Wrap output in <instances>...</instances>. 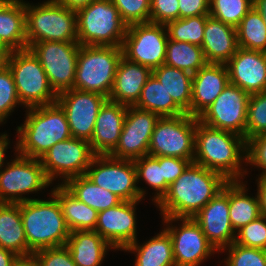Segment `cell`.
<instances>
[{"label":"cell","mask_w":266,"mask_h":266,"mask_svg":"<svg viewBox=\"0 0 266 266\" xmlns=\"http://www.w3.org/2000/svg\"><path fill=\"white\" fill-rule=\"evenodd\" d=\"M227 182L222 174L192 162L155 205L161 217L193 218Z\"/></svg>","instance_id":"cell-1"},{"label":"cell","mask_w":266,"mask_h":266,"mask_svg":"<svg viewBox=\"0 0 266 266\" xmlns=\"http://www.w3.org/2000/svg\"><path fill=\"white\" fill-rule=\"evenodd\" d=\"M193 162L222 174L228 181L244 180L248 174L242 165L246 167L247 163V141L233 132L214 129L198 121Z\"/></svg>","instance_id":"cell-2"},{"label":"cell","mask_w":266,"mask_h":266,"mask_svg":"<svg viewBox=\"0 0 266 266\" xmlns=\"http://www.w3.org/2000/svg\"><path fill=\"white\" fill-rule=\"evenodd\" d=\"M26 111L25 121L16 127L19 155L40 159L55 143L72 137L65 112L57 102Z\"/></svg>","instance_id":"cell-3"},{"label":"cell","mask_w":266,"mask_h":266,"mask_svg":"<svg viewBox=\"0 0 266 266\" xmlns=\"http://www.w3.org/2000/svg\"><path fill=\"white\" fill-rule=\"evenodd\" d=\"M34 198L20 203V212L28 244V255L43 248L64 246L70 231L58 200Z\"/></svg>","instance_id":"cell-4"},{"label":"cell","mask_w":266,"mask_h":266,"mask_svg":"<svg viewBox=\"0 0 266 266\" xmlns=\"http://www.w3.org/2000/svg\"><path fill=\"white\" fill-rule=\"evenodd\" d=\"M27 48L44 41L78 42L77 16L55 0L25 2Z\"/></svg>","instance_id":"cell-5"},{"label":"cell","mask_w":266,"mask_h":266,"mask_svg":"<svg viewBox=\"0 0 266 266\" xmlns=\"http://www.w3.org/2000/svg\"><path fill=\"white\" fill-rule=\"evenodd\" d=\"M122 56V47L80 45L74 89L109 98Z\"/></svg>","instance_id":"cell-6"},{"label":"cell","mask_w":266,"mask_h":266,"mask_svg":"<svg viewBox=\"0 0 266 266\" xmlns=\"http://www.w3.org/2000/svg\"><path fill=\"white\" fill-rule=\"evenodd\" d=\"M76 16L80 45L122 47L128 25L111 0H95Z\"/></svg>","instance_id":"cell-7"},{"label":"cell","mask_w":266,"mask_h":266,"mask_svg":"<svg viewBox=\"0 0 266 266\" xmlns=\"http://www.w3.org/2000/svg\"><path fill=\"white\" fill-rule=\"evenodd\" d=\"M7 65L23 107L43 106L57 101L58 94L51 87L39 59L29 48L10 51Z\"/></svg>","instance_id":"cell-8"},{"label":"cell","mask_w":266,"mask_h":266,"mask_svg":"<svg viewBox=\"0 0 266 266\" xmlns=\"http://www.w3.org/2000/svg\"><path fill=\"white\" fill-rule=\"evenodd\" d=\"M14 146L15 159H11L12 162L8 161L4 168L0 169V203L29 201L33 198L25 197L26 194L45 190L52 184L40 160L19 155L17 143Z\"/></svg>","instance_id":"cell-9"},{"label":"cell","mask_w":266,"mask_h":266,"mask_svg":"<svg viewBox=\"0 0 266 266\" xmlns=\"http://www.w3.org/2000/svg\"><path fill=\"white\" fill-rule=\"evenodd\" d=\"M198 121V117L186 113L175 117H160L151 136L148 155L178 157L192 163Z\"/></svg>","instance_id":"cell-10"},{"label":"cell","mask_w":266,"mask_h":266,"mask_svg":"<svg viewBox=\"0 0 266 266\" xmlns=\"http://www.w3.org/2000/svg\"><path fill=\"white\" fill-rule=\"evenodd\" d=\"M85 175L123 201L144 200L146 190L138 187L134 161L110 155H95Z\"/></svg>","instance_id":"cell-11"},{"label":"cell","mask_w":266,"mask_h":266,"mask_svg":"<svg viewBox=\"0 0 266 266\" xmlns=\"http://www.w3.org/2000/svg\"><path fill=\"white\" fill-rule=\"evenodd\" d=\"M167 41L165 24L129 25L122 44L123 57L153 70L165 62Z\"/></svg>","instance_id":"cell-12"},{"label":"cell","mask_w":266,"mask_h":266,"mask_svg":"<svg viewBox=\"0 0 266 266\" xmlns=\"http://www.w3.org/2000/svg\"><path fill=\"white\" fill-rule=\"evenodd\" d=\"M79 48L78 42L55 41L36 42L29 47L57 94L74 88Z\"/></svg>","instance_id":"cell-13"},{"label":"cell","mask_w":266,"mask_h":266,"mask_svg":"<svg viewBox=\"0 0 266 266\" xmlns=\"http://www.w3.org/2000/svg\"><path fill=\"white\" fill-rule=\"evenodd\" d=\"M94 156L89 141L71 137L55 143L39 160L51 183L59 176L64 184L70 178L85 175Z\"/></svg>","instance_id":"cell-14"},{"label":"cell","mask_w":266,"mask_h":266,"mask_svg":"<svg viewBox=\"0 0 266 266\" xmlns=\"http://www.w3.org/2000/svg\"><path fill=\"white\" fill-rule=\"evenodd\" d=\"M162 221L171 236L176 266H200L212 254L218 253L194 218L162 217ZM177 221L182 223L174 226Z\"/></svg>","instance_id":"cell-15"},{"label":"cell","mask_w":266,"mask_h":266,"mask_svg":"<svg viewBox=\"0 0 266 266\" xmlns=\"http://www.w3.org/2000/svg\"><path fill=\"white\" fill-rule=\"evenodd\" d=\"M249 99L250 94L228 83L215 101L198 116V120L211 128L245 138Z\"/></svg>","instance_id":"cell-16"},{"label":"cell","mask_w":266,"mask_h":266,"mask_svg":"<svg viewBox=\"0 0 266 266\" xmlns=\"http://www.w3.org/2000/svg\"><path fill=\"white\" fill-rule=\"evenodd\" d=\"M159 118V115L148 110L127 106L117 147L110 156L134 161L148 155L151 136Z\"/></svg>","instance_id":"cell-17"},{"label":"cell","mask_w":266,"mask_h":266,"mask_svg":"<svg viewBox=\"0 0 266 266\" xmlns=\"http://www.w3.org/2000/svg\"><path fill=\"white\" fill-rule=\"evenodd\" d=\"M108 97L68 89L58 94L57 103L63 108L72 137L90 141L97 115Z\"/></svg>","instance_id":"cell-18"},{"label":"cell","mask_w":266,"mask_h":266,"mask_svg":"<svg viewBox=\"0 0 266 266\" xmlns=\"http://www.w3.org/2000/svg\"><path fill=\"white\" fill-rule=\"evenodd\" d=\"M142 200L122 201L98 212L95 230L113 249L122 251L137 240L136 205Z\"/></svg>","instance_id":"cell-19"},{"label":"cell","mask_w":266,"mask_h":266,"mask_svg":"<svg viewBox=\"0 0 266 266\" xmlns=\"http://www.w3.org/2000/svg\"><path fill=\"white\" fill-rule=\"evenodd\" d=\"M193 218L218 252L235 241L229 218V181Z\"/></svg>","instance_id":"cell-20"},{"label":"cell","mask_w":266,"mask_h":266,"mask_svg":"<svg viewBox=\"0 0 266 266\" xmlns=\"http://www.w3.org/2000/svg\"><path fill=\"white\" fill-rule=\"evenodd\" d=\"M229 83L240 87L248 94L266 91V54L264 51L238 47L225 64Z\"/></svg>","instance_id":"cell-21"},{"label":"cell","mask_w":266,"mask_h":266,"mask_svg":"<svg viewBox=\"0 0 266 266\" xmlns=\"http://www.w3.org/2000/svg\"><path fill=\"white\" fill-rule=\"evenodd\" d=\"M127 106L107 99L102 105L89 143L95 155H110L117 147Z\"/></svg>","instance_id":"cell-22"},{"label":"cell","mask_w":266,"mask_h":266,"mask_svg":"<svg viewBox=\"0 0 266 266\" xmlns=\"http://www.w3.org/2000/svg\"><path fill=\"white\" fill-rule=\"evenodd\" d=\"M229 83L225 64H206L192 75L190 115L198 117Z\"/></svg>","instance_id":"cell-23"},{"label":"cell","mask_w":266,"mask_h":266,"mask_svg":"<svg viewBox=\"0 0 266 266\" xmlns=\"http://www.w3.org/2000/svg\"><path fill=\"white\" fill-rule=\"evenodd\" d=\"M201 48L208 64H226L236 53V27L208 16Z\"/></svg>","instance_id":"cell-24"},{"label":"cell","mask_w":266,"mask_h":266,"mask_svg":"<svg viewBox=\"0 0 266 266\" xmlns=\"http://www.w3.org/2000/svg\"><path fill=\"white\" fill-rule=\"evenodd\" d=\"M152 75V70L122 56L117 66L113 89L109 100L126 106H134L141 95L143 86Z\"/></svg>","instance_id":"cell-25"},{"label":"cell","mask_w":266,"mask_h":266,"mask_svg":"<svg viewBox=\"0 0 266 266\" xmlns=\"http://www.w3.org/2000/svg\"><path fill=\"white\" fill-rule=\"evenodd\" d=\"M24 0H8L0 8V42L9 51L27 49Z\"/></svg>","instance_id":"cell-26"},{"label":"cell","mask_w":266,"mask_h":266,"mask_svg":"<svg viewBox=\"0 0 266 266\" xmlns=\"http://www.w3.org/2000/svg\"><path fill=\"white\" fill-rule=\"evenodd\" d=\"M77 266H101L113 247L94 230L72 231L65 244Z\"/></svg>","instance_id":"cell-27"},{"label":"cell","mask_w":266,"mask_h":266,"mask_svg":"<svg viewBox=\"0 0 266 266\" xmlns=\"http://www.w3.org/2000/svg\"><path fill=\"white\" fill-rule=\"evenodd\" d=\"M50 193L58 200L70 232L95 230L98 217L95 209L78 200L60 183Z\"/></svg>","instance_id":"cell-28"},{"label":"cell","mask_w":266,"mask_h":266,"mask_svg":"<svg viewBox=\"0 0 266 266\" xmlns=\"http://www.w3.org/2000/svg\"><path fill=\"white\" fill-rule=\"evenodd\" d=\"M138 242L136 240L123 249L125 252L136 253L134 266H176L171 236L164 228L142 245Z\"/></svg>","instance_id":"cell-29"},{"label":"cell","mask_w":266,"mask_h":266,"mask_svg":"<svg viewBox=\"0 0 266 266\" xmlns=\"http://www.w3.org/2000/svg\"><path fill=\"white\" fill-rule=\"evenodd\" d=\"M0 247L17 256L28 255L20 203H0Z\"/></svg>","instance_id":"cell-30"},{"label":"cell","mask_w":266,"mask_h":266,"mask_svg":"<svg viewBox=\"0 0 266 266\" xmlns=\"http://www.w3.org/2000/svg\"><path fill=\"white\" fill-rule=\"evenodd\" d=\"M247 191L243 180L229 181V218L235 232L261 216L257 194L251 197Z\"/></svg>","instance_id":"cell-31"},{"label":"cell","mask_w":266,"mask_h":266,"mask_svg":"<svg viewBox=\"0 0 266 266\" xmlns=\"http://www.w3.org/2000/svg\"><path fill=\"white\" fill-rule=\"evenodd\" d=\"M152 75L164 86L174 103L190 115L192 74L165 64L152 70Z\"/></svg>","instance_id":"cell-32"},{"label":"cell","mask_w":266,"mask_h":266,"mask_svg":"<svg viewBox=\"0 0 266 266\" xmlns=\"http://www.w3.org/2000/svg\"><path fill=\"white\" fill-rule=\"evenodd\" d=\"M62 185L78 200L97 212L114 207L123 201L116 194L95 185L86 175L70 178Z\"/></svg>","instance_id":"cell-33"},{"label":"cell","mask_w":266,"mask_h":266,"mask_svg":"<svg viewBox=\"0 0 266 266\" xmlns=\"http://www.w3.org/2000/svg\"><path fill=\"white\" fill-rule=\"evenodd\" d=\"M134 106L153 112L160 117H175L185 114L153 75L147 79L142 88L140 98Z\"/></svg>","instance_id":"cell-34"},{"label":"cell","mask_w":266,"mask_h":266,"mask_svg":"<svg viewBox=\"0 0 266 266\" xmlns=\"http://www.w3.org/2000/svg\"><path fill=\"white\" fill-rule=\"evenodd\" d=\"M164 64L193 75L200 68H203L207 62L201 46L168 39Z\"/></svg>","instance_id":"cell-35"},{"label":"cell","mask_w":266,"mask_h":266,"mask_svg":"<svg viewBox=\"0 0 266 266\" xmlns=\"http://www.w3.org/2000/svg\"><path fill=\"white\" fill-rule=\"evenodd\" d=\"M238 47L266 51V25L253 6L236 27Z\"/></svg>","instance_id":"cell-36"},{"label":"cell","mask_w":266,"mask_h":266,"mask_svg":"<svg viewBox=\"0 0 266 266\" xmlns=\"http://www.w3.org/2000/svg\"><path fill=\"white\" fill-rule=\"evenodd\" d=\"M209 15L179 18L165 24L168 39L202 45L206 19Z\"/></svg>","instance_id":"cell-37"},{"label":"cell","mask_w":266,"mask_h":266,"mask_svg":"<svg viewBox=\"0 0 266 266\" xmlns=\"http://www.w3.org/2000/svg\"><path fill=\"white\" fill-rule=\"evenodd\" d=\"M137 184L144 182L155 190L152 201L158 203L165 195V178L163 177L162 166L159 164V157L150 155L134 160Z\"/></svg>","instance_id":"cell-38"},{"label":"cell","mask_w":266,"mask_h":266,"mask_svg":"<svg viewBox=\"0 0 266 266\" xmlns=\"http://www.w3.org/2000/svg\"><path fill=\"white\" fill-rule=\"evenodd\" d=\"M253 7V0H210L209 15L237 27Z\"/></svg>","instance_id":"cell-39"},{"label":"cell","mask_w":266,"mask_h":266,"mask_svg":"<svg viewBox=\"0 0 266 266\" xmlns=\"http://www.w3.org/2000/svg\"><path fill=\"white\" fill-rule=\"evenodd\" d=\"M266 134V91L250 95L245 139Z\"/></svg>","instance_id":"cell-40"},{"label":"cell","mask_w":266,"mask_h":266,"mask_svg":"<svg viewBox=\"0 0 266 266\" xmlns=\"http://www.w3.org/2000/svg\"><path fill=\"white\" fill-rule=\"evenodd\" d=\"M227 250V251H226ZM227 252L225 266H266V250L241 246L235 242L223 248Z\"/></svg>","instance_id":"cell-41"},{"label":"cell","mask_w":266,"mask_h":266,"mask_svg":"<svg viewBox=\"0 0 266 266\" xmlns=\"http://www.w3.org/2000/svg\"><path fill=\"white\" fill-rule=\"evenodd\" d=\"M17 105L23 106L18 98L15 82L8 65L0 71V124L6 122ZM5 121V122H4Z\"/></svg>","instance_id":"cell-42"},{"label":"cell","mask_w":266,"mask_h":266,"mask_svg":"<svg viewBox=\"0 0 266 266\" xmlns=\"http://www.w3.org/2000/svg\"><path fill=\"white\" fill-rule=\"evenodd\" d=\"M122 20L129 26L150 22L151 0H111Z\"/></svg>","instance_id":"cell-43"},{"label":"cell","mask_w":266,"mask_h":266,"mask_svg":"<svg viewBox=\"0 0 266 266\" xmlns=\"http://www.w3.org/2000/svg\"><path fill=\"white\" fill-rule=\"evenodd\" d=\"M235 243L266 250V217L260 216L236 232Z\"/></svg>","instance_id":"cell-44"},{"label":"cell","mask_w":266,"mask_h":266,"mask_svg":"<svg viewBox=\"0 0 266 266\" xmlns=\"http://www.w3.org/2000/svg\"><path fill=\"white\" fill-rule=\"evenodd\" d=\"M34 256L39 266H77L66 245L43 248L35 251Z\"/></svg>","instance_id":"cell-45"},{"label":"cell","mask_w":266,"mask_h":266,"mask_svg":"<svg viewBox=\"0 0 266 266\" xmlns=\"http://www.w3.org/2000/svg\"><path fill=\"white\" fill-rule=\"evenodd\" d=\"M179 19L178 0H151L150 22L166 24Z\"/></svg>","instance_id":"cell-46"},{"label":"cell","mask_w":266,"mask_h":266,"mask_svg":"<svg viewBox=\"0 0 266 266\" xmlns=\"http://www.w3.org/2000/svg\"><path fill=\"white\" fill-rule=\"evenodd\" d=\"M266 176V134L255 136L247 141V163Z\"/></svg>","instance_id":"cell-47"},{"label":"cell","mask_w":266,"mask_h":266,"mask_svg":"<svg viewBox=\"0 0 266 266\" xmlns=\"http://www.w3.org/2000/svg\"><path fill=\"white\" fill-rule=\"evenodd\" d=\"M190 163L188 159L178 157H159V164L162 166L163 177L165 178V194L169 186L183 173Z\"/></svg>","instance_id":"cell-48"},{"label":"cell","mask_w":266,"mask_h":266,"mask_svg":"<svg viewBox=\"0 0 266 266\" xmlns=\"http://www.w3.org/2000/svg\"><path fill=\"white\" fill-rule=\"evenodd\" d=\"M179 18L209 15L210 0H178Z\"/></svg>","instance_id":"cell-49"},{"label":"cell","mask_w":266,"mask_h":266,"mask_svg":"<svg viewBox=\"0 0 266 266\" xmlns=\"http://www.w3.org/2000/svg\"><path fill=\"white\" fill-rule=\"evenodd\" d=\"M257 181V197L260 203L261 215L266 217V176H258Z\"/></svg>","instance_id":"cell-50"},{"label":"cell","mask_w":266,"mask_h":266,"mask_svg":"<svg viewBox=\"0 0 266 266\" xmlns=\"http://www.w3.org/2000/svg\"><path fill=\"white\" fill-rule=\"evenodd\" d=\"M65 6L66 8L70 9L71 11L77 12L95 0H55Z\"/></svg>","instance_id":"cell-51"},{"label":"cell","mask_w":266,"mask_h":266,"mask_svg":"<svg viewBox=\"0 0 266 266\" xmlns=\"http://www.w3.org/2000/svg\"><path fill=\"white\" fill-rule=\"evenodd\" d=\"M18 256L10 250L0 247V266H12Z\"/></svg>","instance_id":"cell-52"},{"label":"cell","mask_w":266,"mask_h":266,"mask_svg":"<svg viewBox=\"0 0 266 266\" xmlns=\"http://www.w3.org/2000/svg\"><path fill=\"white\" fill-rule=\"evenodd\" d=\"M8 136L9 135H7V133L5 132L4 134L2 133L0 135V169L4 167V165H6V162H4L6 160L5 153H6V150L8 149V146L10 147V140Z\"/></svg>","instance_id":"cell-53"},{"label":"cell","mask_w":266,"mask_h":266,"mask_svg":"<svg viewBox=\"0 0 266 266\" xmlns=\"http://www.w3.org/2000/svg\"><path fill=\"white\" fill-rule=\"evenodd\" d=\"M12 266H39L34 254L18 256Z\"/></svg>","instance_id":"cell-54"},{"label":"cell","mask_w":266,"mask_h":266,"mask_svg":"<svg viewBox=\"0 0 266 266\" xmlns=\"http://www.w3.org/2000/svg\"><path fill=\"white\" fill-rule=\"evenodd\" d=\"M253 6L261 14L266 25V0H253Z\"/></svg>","instance_id":"cell-55"},{"label":"cell","mask_w":266,"mask_h":266,"mask_svg":"<svg viewBox=\"0 0 266 266\" xmlns=\"http://www.w3.org/2000/svg\"><path fill=\"white\" fill-rule=\"evenodd\" d=\"M9 50H0V71L7 66Z\"/></svg>","instance_id":"cell-56"},{"label":"cell","mask_w":266,"mask_h":266,"mask_svg":"<svg viewBox=\"0 0 266 266\" xmlns=\"http://www.w3.org/2000/svg\"><path fill=\"white\" fill-rule=\"evenodd\" d=\"M8 0H0V8L7 2Z\"/></svg>","instance_id":"cell-57"},{"label":"cell","mask_w":266,"mask_h":266,"mask_svg":"<svg viewBox=\"0 0 266 266\" xmlns=\"http://www.w3.org/2000/svg\"><path fill=\"white\" fill-rule=\"evenodd\" d=\"M0 50H8L6 47H4L0 42Z\"/></svg>","instance_id":"cell-58"}]
</instances>
